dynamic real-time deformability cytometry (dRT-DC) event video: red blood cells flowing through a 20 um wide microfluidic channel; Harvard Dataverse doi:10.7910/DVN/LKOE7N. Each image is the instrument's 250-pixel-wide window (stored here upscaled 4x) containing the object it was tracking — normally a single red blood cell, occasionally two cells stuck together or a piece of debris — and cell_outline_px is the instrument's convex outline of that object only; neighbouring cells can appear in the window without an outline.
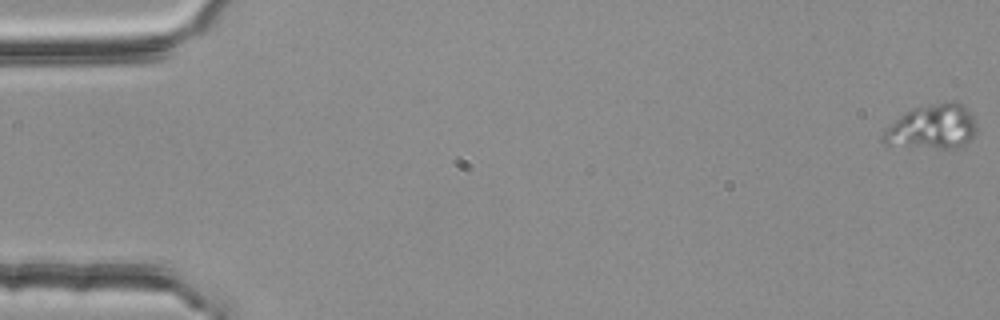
{"species": "common noctule bat (a hibernating species)", "species_latin": "Nyctalus noctula", "temperature_condition": "room temperature", "stored_images_in_passage": 4, "camera_frame_rate_fps": 3000, "um_per_image_px": 0.085, "animal": {"sex": "female", "body_mass_g": 25.1}, "frame": {"image": 1, "passage_image": 1, "time_ms": 0.0, "image_size_px": [1000, 320], "cell_outline_px": [[976, 132], [964, 144], [956, 148], [936, 148], [884, 144], [880, 140], [880, 136], [884, 128], [904, 112], [912, 108], [944, 100], [956, 100], [972, 116], [976, 124]], "centroid_in_image_um": [79.18, 10.76], "position_along_channel_um": 5.8, "area_um2": 24.57}}
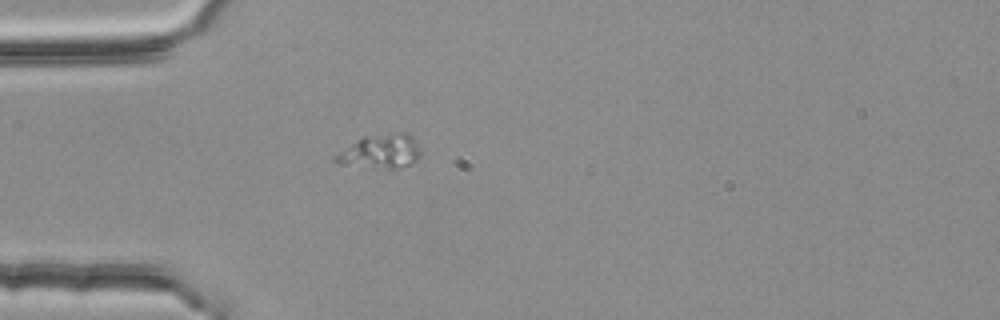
{"frame": {"image": 2, "passage_image": 4, "time_ms": 1.0, "image_size_px": [1000, 320], "cell_outline_px": [[420, 156], [416, 160], [408, 164], [396, 168], [388, 168], [340, 164], [332, 160], [332, 156], [364, 136], [396, 132], [408, 132], [412, 136], [420, 152]], "centroid_in_image_um": [32.33, 12.85], "position_along_channel_um": 52.7, "area_um2": 16.59}}